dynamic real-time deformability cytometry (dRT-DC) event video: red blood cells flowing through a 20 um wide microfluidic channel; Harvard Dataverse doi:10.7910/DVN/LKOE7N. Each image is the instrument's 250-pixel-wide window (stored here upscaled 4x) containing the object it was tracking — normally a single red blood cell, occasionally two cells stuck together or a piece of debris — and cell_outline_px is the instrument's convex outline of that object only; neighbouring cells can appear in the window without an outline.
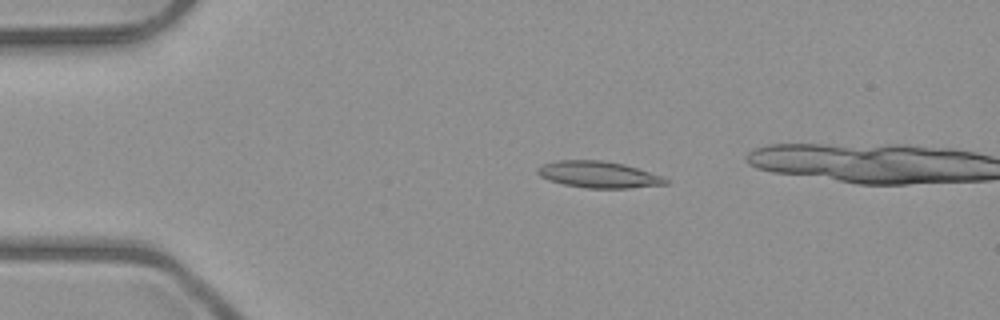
{"species": "common noctule bat (a hibernating species)", "species_latin": "Nyctalus noctula", "temperature_condition": "room temperature", "stored_images_in_passage": 4, "camera_frame_rate_fps": 3000, "um_per_image_px": 0.085, "animal": {"sex": "male", "body_mass_g": 23.1, "forearm_length_mm": 52.7}, "frame": {"image": 1, "passage_image": 2, "time_ms": 1.333, "image_size_px": [1000, 320], "cell_outline_px": [[668, 184], [628, 188], [588, 188], [564, 184], [548, 180], [540, 176], [536, 172], [536, 168], [544, 164], [556, 160], [604, 160], [624, 164], [664, 176], [668, 180]], "centroid_in_image_um": [50.88, 14.83], "position_along_channel_um": 34.1, "area_um2": 19.88}}